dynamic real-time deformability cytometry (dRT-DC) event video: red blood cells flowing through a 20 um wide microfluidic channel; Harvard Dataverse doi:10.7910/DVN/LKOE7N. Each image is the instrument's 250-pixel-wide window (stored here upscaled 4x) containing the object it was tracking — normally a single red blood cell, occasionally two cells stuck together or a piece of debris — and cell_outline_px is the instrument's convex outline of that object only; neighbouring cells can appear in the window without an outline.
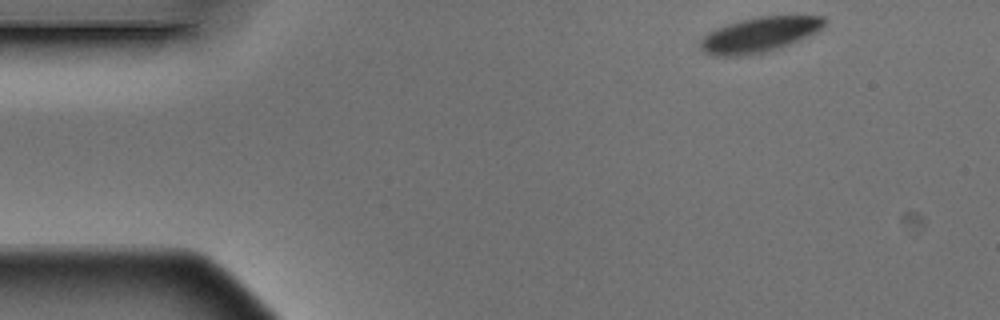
{"species": "Egyptian fruit bat (a non-hibernating species)", "species_latin": "Rousettus aegyptiacus", "temperature_condition": "warm", "stored_images_in_passage": 4, "segment_of_instrument_passage": [1, 2], "camera_frame_rate_fps": 3000, "um_per_image_px": 0.085, "animal": {"sex": "male"}, "frame": {"image": 1, "passage_image": 1, "time_ms": 0.0, "image_size_px": [1000, 320], "cell_outline_px": [[824, 24], [816, 32], [808, 36], [788, 44], [764, 52], [744, 56], [712, 56], [704, 52], [700, 48], [700, 40], [708, 32], [716, 28], [740, 20], [760, 16], [824, 16]], "centroid_in_image_um": [64.48, 2.95], "position_along_channel_um": 20.5, "area_um2": 25.03}}
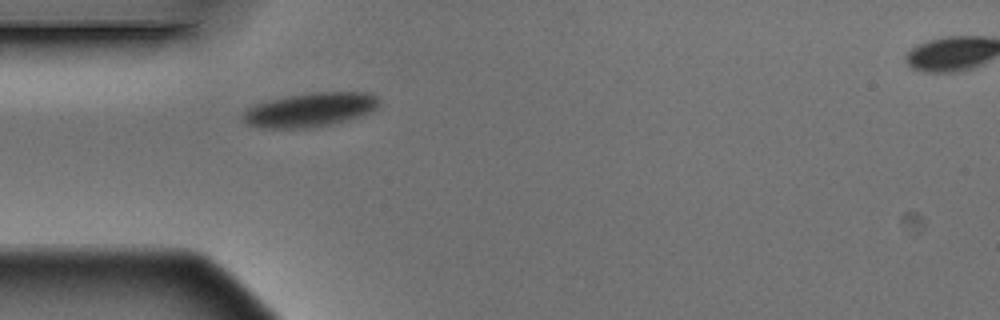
{"frame": {"image": 2, "passage_image": 3, "time_ms": 0.667, "image_size_px": [1000, 320], "cell_outline_px": [[380, 104], [372, 112], [364, 116], [332, 124], [308, 128], [260, 128], [248, 124], [240, 116], [248, 108], [256, 104], [268, 100], [288, 96], [312, 92], [368, 92], [376, 96], [380, 100]], "centroid_in_image_um": [26.4, 9.33], "position_along_channel_um": 58.6, "area_um2": 27.28}}